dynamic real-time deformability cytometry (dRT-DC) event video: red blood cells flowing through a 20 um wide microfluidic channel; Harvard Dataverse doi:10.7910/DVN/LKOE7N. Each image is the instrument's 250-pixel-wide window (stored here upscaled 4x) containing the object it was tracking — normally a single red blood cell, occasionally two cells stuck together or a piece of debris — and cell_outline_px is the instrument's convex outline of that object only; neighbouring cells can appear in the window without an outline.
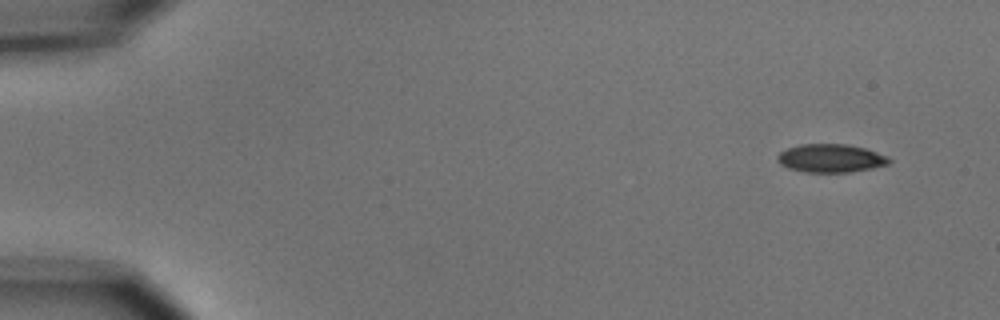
{"species": "common noctule bat (a hibernating species)", "species_latin": "Nyctalus noctula", "temperature_condition": "cold", "stored_images_in_passage": 6, "camera_frame_rate_fps": 3000, "um_per_image_px": 0.085, "animal": {"sex": "male", "body_mass_g": 15.6}, "frame": {"image": 1, "passage_image": 1, "time_ms": 0.0, "image_size_px": [1000, 320], "cell_outline_px": [[892, 160], [888, 164], [872, 168], [848, 172], [804, 172], [788, 168], [780, 164], [776, 160], [776, 156], [780, 152], [788, 148], [800, 144], [848, 144], [864, 148], [888, 156]], "centroid_in_image_um": [70.59, 13.45], "position_along_channel_um": 14.4, "area_um2": 18.44}}
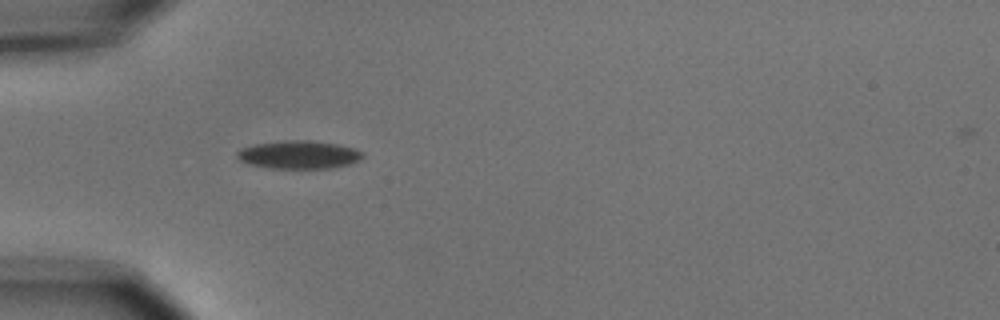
{"frame": {"image": 2, "passage_image": 5, "time_ms": 4.333, "image_size_px": [1000, 320], "cell_outline_px": [[364, 156], [360, 160], [352, 164], [332, 168], [268, 168], [248, 164], [240, 160], [236, 156], [236, 152], [240, 148], [256, 144], [288, 140], [308, 140], [336, 144], [356, 148], [364, 152]], "centroid_in_image_um": [25.43, 13.15], "position_along_channel_um": 59.6, "area_um2": 20.75}}
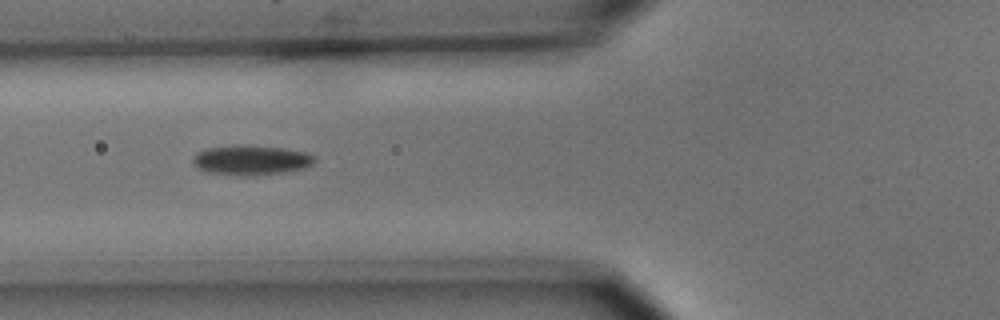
{"frame": {"image": 3, "passage_image": 6, "time_ms": 5.667, "image_size_px": [1000, 320], "cell_outline_px": [[316, 160], [312, 164], [304, 168], [288, 172], [248, 176], [240, 176], [208, 172], [196, 168], [192, 164], [192, 156], [196, 152], [208, 148], [236, 144], [244, 144], [284, 148], [304, 152], [316, 156]], "centroid_in_image_um": [21.31, 13.6], "position_along_channel_um": 104.5, "area_um2": 21.62}}